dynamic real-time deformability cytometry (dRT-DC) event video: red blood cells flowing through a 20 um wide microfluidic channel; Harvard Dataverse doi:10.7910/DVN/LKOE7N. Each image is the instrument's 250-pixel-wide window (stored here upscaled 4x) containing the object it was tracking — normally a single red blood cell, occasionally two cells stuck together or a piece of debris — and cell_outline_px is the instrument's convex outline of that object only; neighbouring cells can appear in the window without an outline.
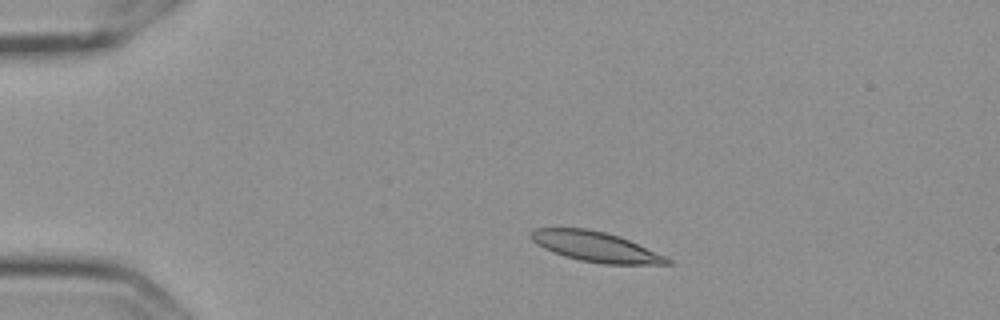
{"species": "Egyptian fruit bat (a non-hibernating species)", "species_latin": "Rousettus aegyptiacus", "temperature_condition": "cold", "stored_images_in_passage": 47, "camera_frame_rate_fps": 3000, "um_per_image_px": 0.085, "frame": {"image": 1, "passage_image": 2, "time_ms": 0.333, "image_size_px": [1000, 320], "cell_outline_px": [[672, 264], [604, 264], [580, 260], [564, 256], [552, 252], [536, 244], [532, 240], [532, 232], [536, 228], [584, 228], [604, 232], [620, 236], [664, 256], [672, 260]], "centroid_in_image_um": [50.62, 20.97], "position_along_channel_um": 34.4, "area_um2": 23.52}}
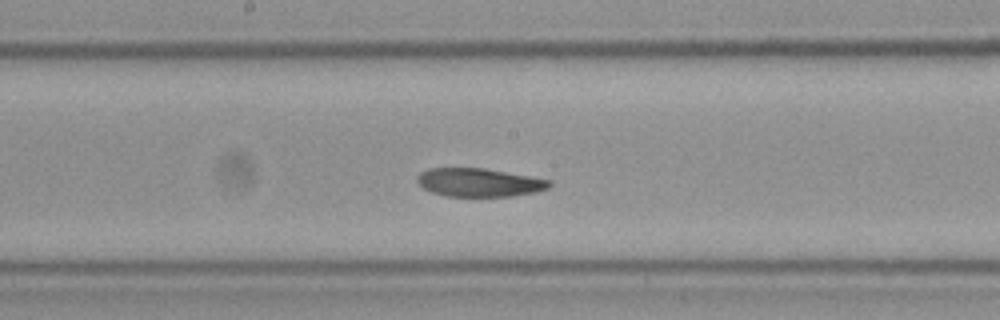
{"frame": {"image": 2, "passage_image": 21, "time_ms": 6.667, "image_size_px": [1000, 320], "cell_outline_px": [[552, 184], [548, 188], [536, 192], [512, 196], [444, 196], [432, 192], [424, 188], [416, 180], [416, 176], [420, 172], [428, 168], [484, 168], [552, 180]], "centroid_in_image_um": [40.72, 15.5], "position_along_channel_um": 207.5, "area_um2": 21.91}}
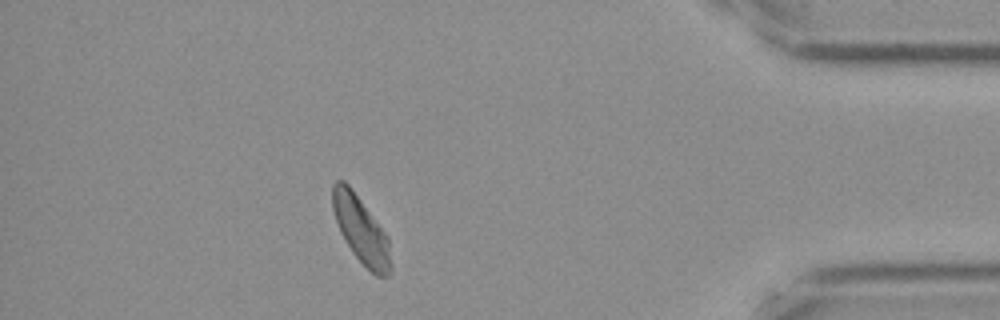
{"frame": {"image": 3, "passage_image": 41, "time_ms": 13.333, "image_size_px": [1000, 320], "cell_outline_px": [[392, 272], [388, 276], [376, 276], [352, 252], [340, 232], [332, 208], [332, 184], [336, 180], [344, 180], [352, 188], [388, 236], [392, 264]], "centroid_in_image_um": [30.7, 19.53], "position_along_channel_um": 404.5, "area_um2": 22.66}, "authors_computed_cell_mechanics": {"area_um2": 22.7732, "velocity_mm_per_s": 3.5611, "shape_relaxation_time_tau1_ms": null, "shape_relaxation_time_tau2_ms": 5.4482, "deformation_change_tau1": null, "deformation_change_tau2": 0.107}}